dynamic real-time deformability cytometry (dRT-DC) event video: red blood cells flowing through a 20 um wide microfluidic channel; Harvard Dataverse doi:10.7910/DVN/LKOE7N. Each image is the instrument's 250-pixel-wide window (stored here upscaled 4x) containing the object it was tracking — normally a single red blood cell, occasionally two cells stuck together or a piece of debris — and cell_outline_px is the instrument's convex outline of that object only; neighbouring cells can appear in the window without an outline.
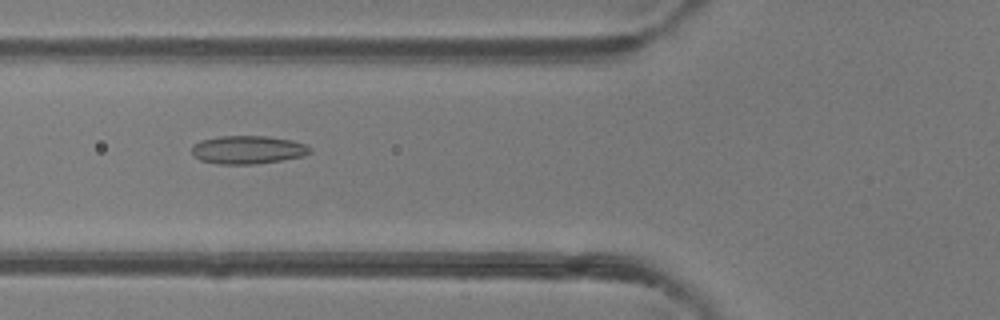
{"species": "common noctule bat (a hibernating species)", "species_latin": "Nyctalus noctula", "temperature_condition": "room temperature", "stored_images_in_passage": 41, "camera_frame_rate_fps": 3000, "um_per_image_px": 0.085, "animal": {"sex": "female"}, "frame": {"image": 1, "passage_image": 10, "time_ms": 3.0, "image_size_px": [1000, 320], "cell_outline_px": [[312, 152], [304, 156], [256, 164], [220, 164], [200, 160], [192, 152], [192, 144], [200, 140], [220, 136], [268, 136], [292, 140], [308, 144], [312, 148]], "centroid_in_image_um": [21.11, 12.72], "position_along_channel_um": 104.7, "area_um2": 19.59}}
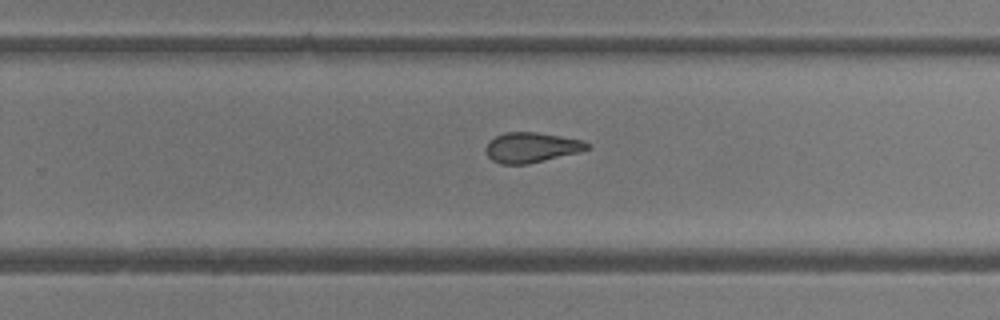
{"frame": {"image": 2, "passage_image": 23, "time_ms": 7.333, "image_size_px": [1000, 320], "cell_outline_px": [[588, 148], [580, 152], [528, 164], [500, 164], [492, 160], [488, 156], [484, 148], [496, 136], [504, 132], [536, 132], [584, 140], [588, 144]], "centroid_in_image_um": [45.16, 12.54], "position_along_channel_um": 284.6, "area_um2": 17.69}}
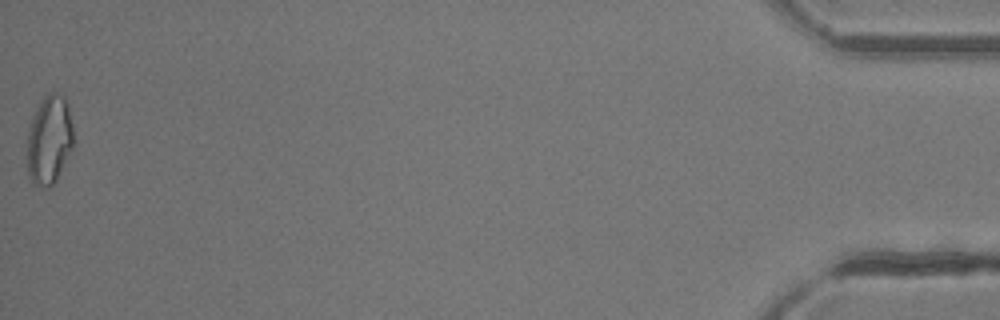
{"frame": {"image": 3, "passage_image": 41, "time_ms": 13.333, "image_size_px": [1000, 320], "cell_outline_px": [[72, 148], [52, 188], [44, 188], [32, 184], [28, 176], [28, 132], [32, 116], [36, 108], [44, 96], [48, 92], [56, 92], [64, 96], [68, 104], [72, 124]], "centroid_in_image_um": [4.18, 11.89], "position_along_channel_um": 431.0, "area_um2": 24.1}, "authors_computed_cell_mechanics": {"area_um2": 19.074, "velocity_mm_per_s": 4.1496, "shape_relaxation_time_tau1_ms": null, "shape_relaxation_time_tau2_ms": 1.9646, "deformation_change_tau1": null, "deformation_change_tau2": 0.0951}}